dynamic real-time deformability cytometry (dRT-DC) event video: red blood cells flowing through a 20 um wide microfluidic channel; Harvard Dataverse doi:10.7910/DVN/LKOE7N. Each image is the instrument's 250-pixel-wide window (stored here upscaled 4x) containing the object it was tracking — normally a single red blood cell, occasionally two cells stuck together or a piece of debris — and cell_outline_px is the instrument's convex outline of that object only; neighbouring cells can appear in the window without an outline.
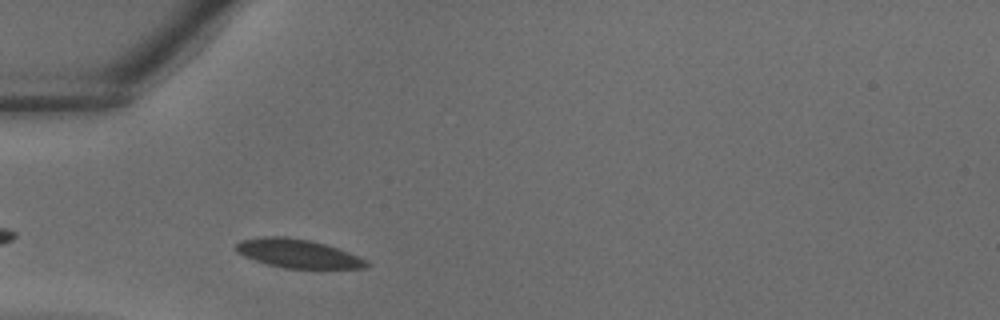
{"species": "common noctule bat (a hibernating species)", "species_latin": "Nyctalus noctula", "temperature_condition": "warm", "stored_images_in_passage": 23, "camera_frame_rate_fps": 3000, "um_per_image_px": 0.085, "animal": {"sex": "male", "body_mass_g": 18.8}, "frame": {"image": 1, "passage_image": 3, "time_ms": 0.667, "image_size_px": [1000, 320], "cell_outline_px": [[372, 264], [364, 268], [284, 268], [268, 264], [244, 256], [236, 252], [236, 244], [240, 240], [260, 236], [284, 236], [308, 240], [324, 244], [348, 252], [368, 260]], "centroid_in_image_um": [25.31, 21.54], "position_along_channel_um": 59.7, "area_um2": 21.68}}
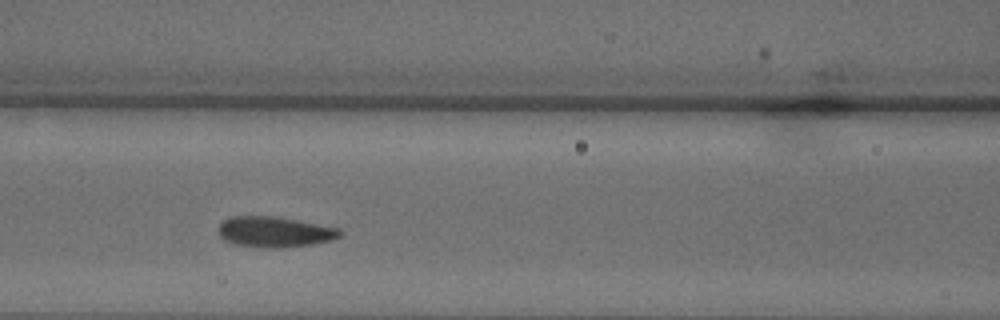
{"frame": {"image": 2, "passage_image": 8, "time_ms": 2.333, "image_size_px": [1000, 320], "cell_outline_px": [[344, 232], [340, 236], [332, 240], [316, 244], [280, 248], [264, 248], [232, 244], [224, 240], [216, 232], [220, 224], [224, 220], [232, 216], [272, 216], [340, 228]], "centroid_in_image_um": [23.33, 19.73], "position_along_channel_um": 143.3, "area_um2": 21.91}}
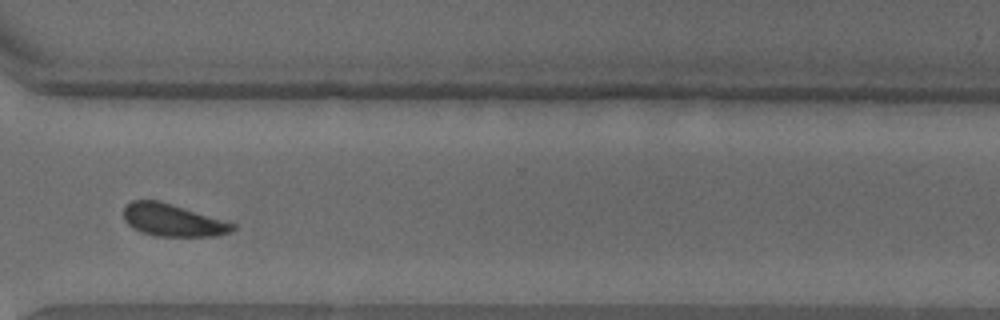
{"frame": {"image": 3, "passage_image": 20, "time_ms": 6.333, "image_size_px": [1000, 320], "cell_outline_px": [[236, 228], [232, 232], [216, 236], [156, 236], [140, 232], [132, 228], [124, 220], [124, 208], [132, 200], [160, 200], [236, 224]], "centroid_in_image_um": [14.68, 18.72], "position_along_channel_um": 355.9, "area_um2": 20.63}}